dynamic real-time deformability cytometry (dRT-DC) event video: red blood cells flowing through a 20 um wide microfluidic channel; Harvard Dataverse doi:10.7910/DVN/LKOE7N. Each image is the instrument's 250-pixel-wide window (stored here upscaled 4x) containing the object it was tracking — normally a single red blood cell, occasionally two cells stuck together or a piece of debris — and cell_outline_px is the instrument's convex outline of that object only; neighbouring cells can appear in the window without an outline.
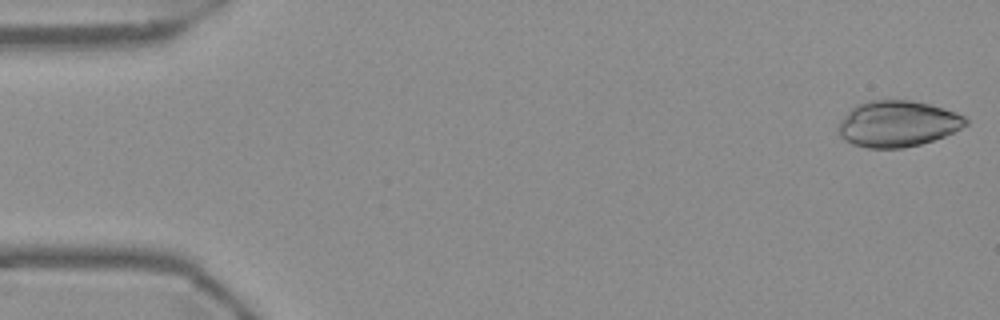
{"species": "Egyptian fruit bat (a non-hibernating species)", "species_latin": "Rousettus aegyptiacus", "temperature_condition": "warm", "stored_images_in_passage": 54, "camera_frame_rate_fps": 3000, "um_per_image_px": 0.085, "frame": {"image": 1, "passage_image": 1, "time_ms": 0.0, "image_size_px": [1000, 320], "cell_outline_px": [[968, 124], [944, 136], [920, 144], [904, 148], [868, 148], [852, 144], [844, 140], [840, 136], [836, 128], [840, 120], [856, 104], [868, 100], [912, 100], [928, 104], [956, 112], [964, 116], [968, 120]], "centroid_in_image_um": [76.25, 10.52], "position_along_channel_um": 8.7, "area_um2": 34.28}}
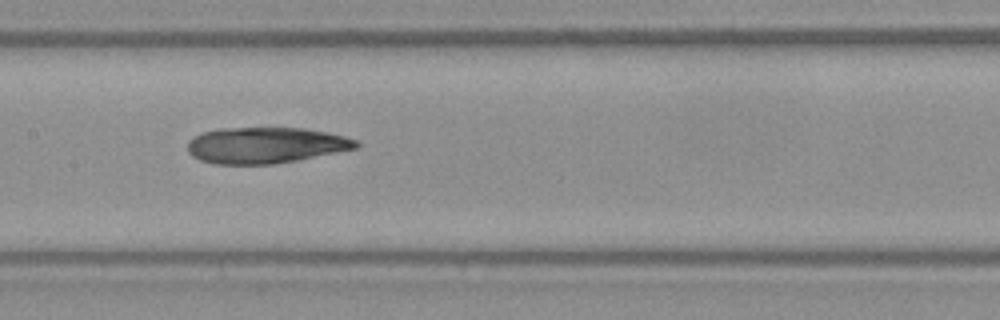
{"frame": {"image": 2, "passage_image": 26, "time_ms": 8.333, "image_size_px": [1000, 320], "cell_outline_px": [[360, 144], [356, 148], [296, 160], [272, 164], [216, 164], [200, 160], [192, 156], [188, 152], [188, 140], [192, 136], [200, 132], [220, 128], [304, 128], [328, 132], [344, 136], [356, 140]], "centroid_in_image_um": [22.52, 12.33], "position_along_channel_um": 184.9, "area_um2": 35.43}}
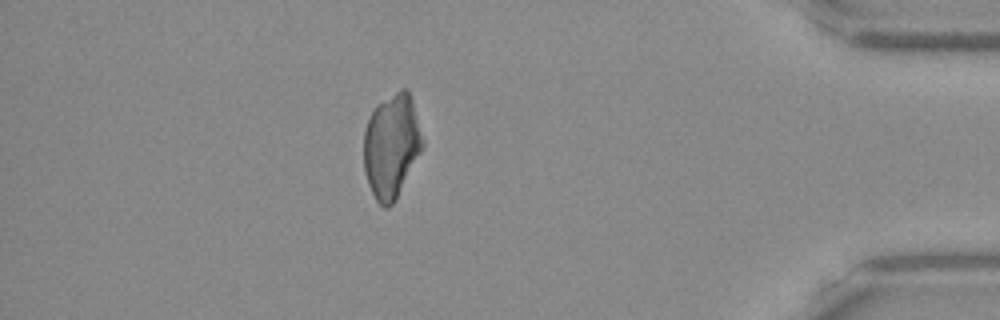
{"frame": {"image": 3, "passage_image": 47, "time_ms": 15.333, "image_size_px": [1000, 320], "cell_outline_px": [[424, 144], [396, 200], [388, 208], [384, 208], [376, 200], [368, 184], [364, 172], [364, 132], [368, 120], [376, 104], [400, 88], [408, 88], [412, 96], [424, 140]], "centroid_in_image_um": [33.29, 12.37], "position_along_channel_um": 401.9, "area_um2": 35.89}}